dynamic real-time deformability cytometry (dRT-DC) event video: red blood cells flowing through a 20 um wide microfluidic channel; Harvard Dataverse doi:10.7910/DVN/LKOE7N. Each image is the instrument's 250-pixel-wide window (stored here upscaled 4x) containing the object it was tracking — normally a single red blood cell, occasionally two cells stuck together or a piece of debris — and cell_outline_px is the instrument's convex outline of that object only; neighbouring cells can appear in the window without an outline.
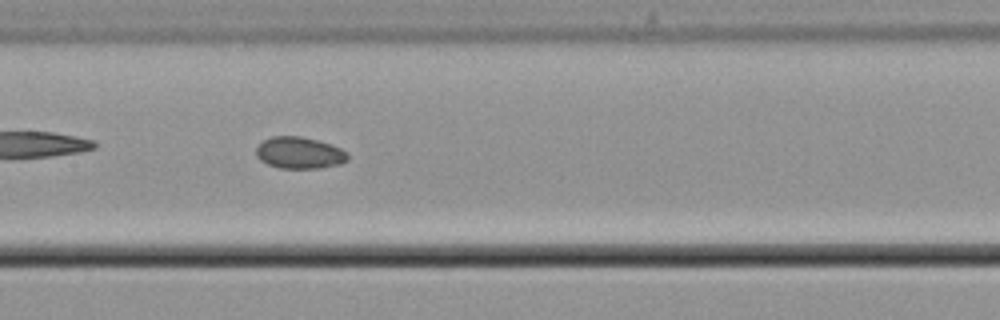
{"species": "common noctule bat (a hibernating species)", "species_latin": "Nyctalus noctula", "temperature_condition": "cold", "stored_images_in_passage": 40, "camera_frame_rate_fps": 3000, "um_per_image_px": 0.085, "animal": {"sex": "male", "body_mass_g": 21.5, "forearm_length_mm": 52.0}, "frame": {"image": 1, "passage_image": 12, "time_ms": 3.667, "image_size_px": [1000, 320], "cell_outline_px": [[348, 160], [340, 164], [320, 168], [280, 168], [268, 164], [260, 160], [256, 156], [256, 148], [264, 140], [272, 136], [300, 136], [332, 144], [348, 152]], "centroid_in_image_um": [25.47, 12.99], "position_along_channel_um": 181.9, "area_um2": 16.94}, "authors_computed_cell_mechanics": {"area_um2": 16.9354, "velocity_mm_per_s": 3.7193, "shape_relaxation_time_tau1_ms": null, "shape_relaxation_time_tau2_ms": 4.8037, "deformation_change_tau1": null, "deformation_change_tau2": 0.0528}}